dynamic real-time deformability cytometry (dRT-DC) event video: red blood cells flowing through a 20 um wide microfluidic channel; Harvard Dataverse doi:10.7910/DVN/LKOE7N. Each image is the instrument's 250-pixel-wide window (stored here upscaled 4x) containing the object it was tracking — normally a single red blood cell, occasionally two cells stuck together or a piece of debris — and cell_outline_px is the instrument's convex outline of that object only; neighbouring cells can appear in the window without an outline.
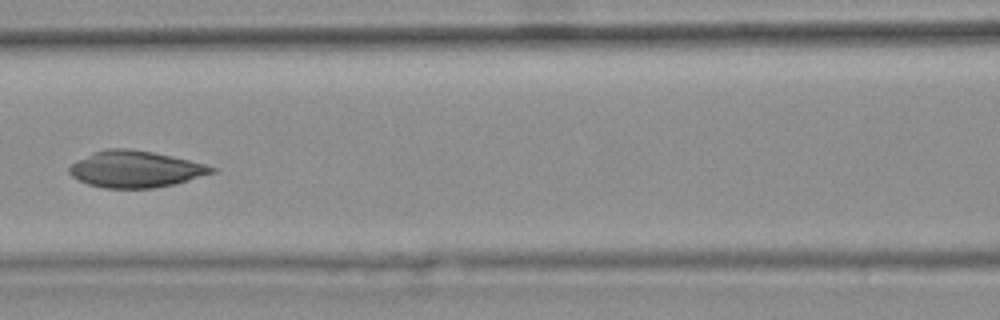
{"species": "common noctule bat (a hibernating species)", "species_latin": "Nyctalus noctula", "temperature_condition": "warm", "stored_images_in_passage": 9, "camera_frame_rate_fps": 3000, "um_per_image_px": 0.085, "animal": {"sex": "female", "body_mass_g": 25.1}, "frame": {"image": 1, "passage_image": 6, "time_ms": 1.667, "image_size_px": [1000, 320], "cell_outline_px": [[216, 172], [176, 184], [152, 188], [104, 188], [88, 184], [72, 176], [68, 172], [68, 168], [76, 160], [92, 152], [108, 148], [128, 148], [152, 152], [172, 156], [204, 164], [216, 168]], "centroid_in_image_um": [11.49, 14.38], "position_along_channel_um": 155.1, "area_um2": 30.35}}
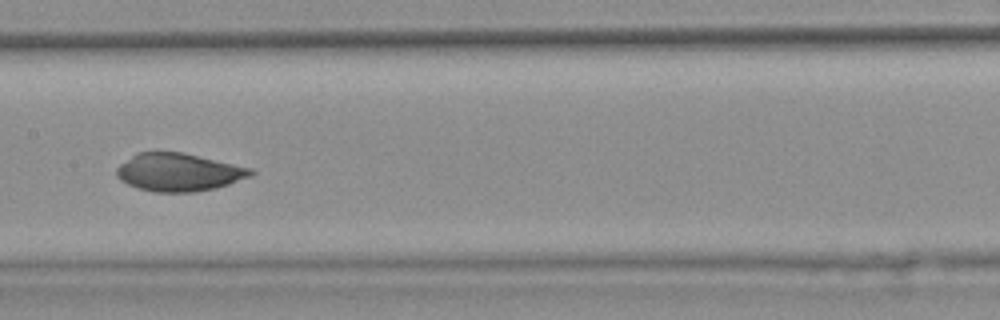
{"frame": {"image": 2, "passage_image": 7, "time_ms": 2.0, "image_size_px": [1000, 320], "cell_outline_px": [[256, 172], [252, 176], [216, 188], [196, 192], [152, 192], [136, 188], [120, 180], [116, 176], [116, 168], [120, 164], [136, 152], [184, 152], [252, 168]], "centroid_in_image_um": [15.19, 14.64], "position_along_channel_um": 192.2, "area_um2": 29.94}}
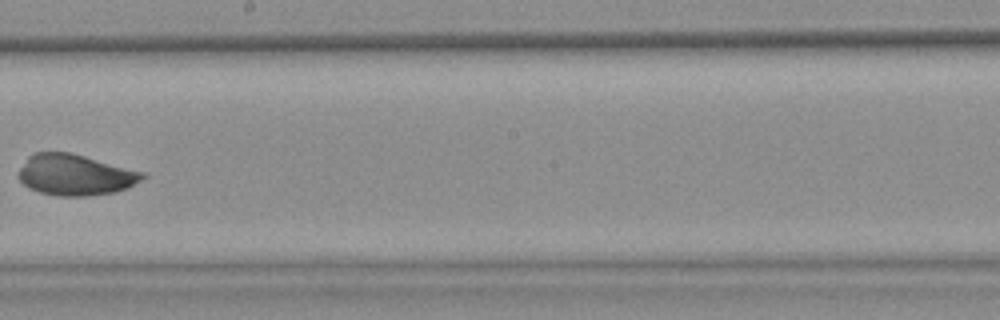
{"frame": {"image": 3, "passage_image": 8, "time_ms": 2.333, "image_size_px": [1000, 320], "cell_outline_px": [[148, 176], [128, 188], [116, 192], [88, 196], [56, 196], [40, 192], [28, 188], [16, 176], [20, 168], [28, 156], [32, 152], [72, 152], [144, 172]], "centroid_in_image_um": [6.39, 14.86], "position_along_channel_um": 241.8, "area_um2": 30.0}}